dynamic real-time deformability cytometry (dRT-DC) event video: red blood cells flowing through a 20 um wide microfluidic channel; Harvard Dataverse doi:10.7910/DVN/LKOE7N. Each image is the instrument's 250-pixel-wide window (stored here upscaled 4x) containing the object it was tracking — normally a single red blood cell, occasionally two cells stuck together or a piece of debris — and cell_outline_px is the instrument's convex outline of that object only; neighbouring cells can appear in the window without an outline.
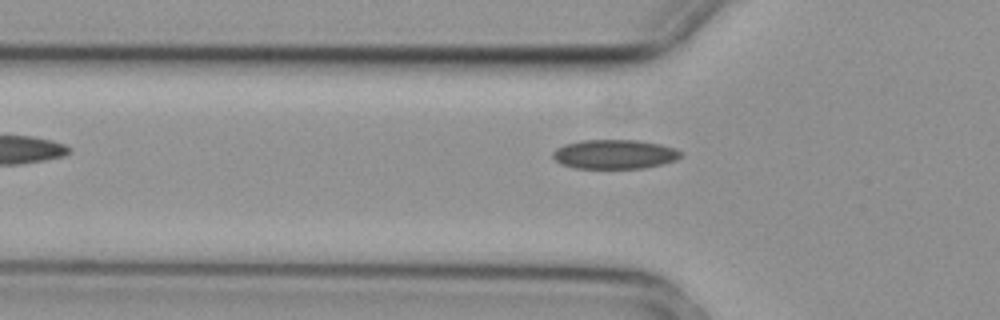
{"species": "common noctule bat (a hibernating species)", "species_latin": "Nyctalus noctula", "temperature_condition": "cold", "stored_images_in_passage": 2, "camera_frame_rate_fps": 3000, "um_per_image_px": 0.085, "animal": {"sex": "female", "body_mass_g": 29.2, "forearm_length_mm": 56.3}, "frame": {"image": 1, "passage_image": 2, "time_ms": 0.333, "image_size_px": [1000, 320], "cell_outline_px": [[684, 152], [676, 160], [664, 164], [644, 168], [576, 168], [560, 164], [552, 156], [552, 152], [556, 148], [564, 144], [580, 140], [640, 140], [660, 144], [676, 148]], "centroid_in_image_um": [52.25, 13.1], "position_along_channel_um": 73.5, "area_um2": 22.08}}